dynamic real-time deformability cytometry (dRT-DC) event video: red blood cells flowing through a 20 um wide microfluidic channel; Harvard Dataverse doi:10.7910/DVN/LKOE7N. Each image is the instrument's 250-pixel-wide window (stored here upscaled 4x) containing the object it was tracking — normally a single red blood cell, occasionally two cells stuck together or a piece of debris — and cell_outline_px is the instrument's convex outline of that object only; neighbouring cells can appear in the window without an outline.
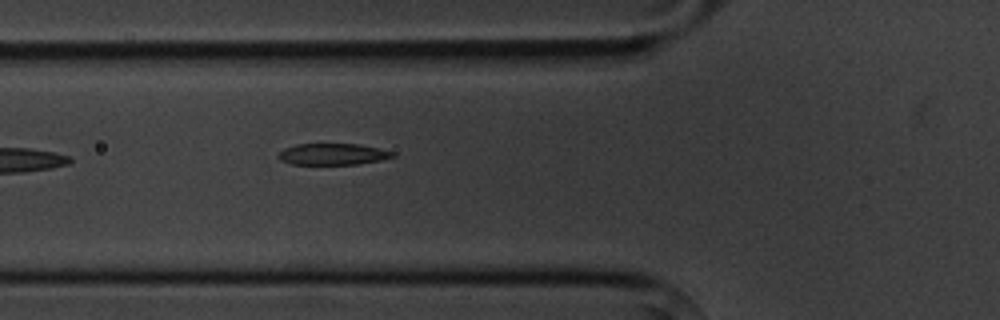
{"species": "common noctule bat (a hibernating species)", "species_latin": "Nyctalus noctula", "temperature_condition": "cold", "stored_images_in_passage": 6, "camera_frame_rate_fps": 3000, "um_per_image_px": 0.085, "animal": {"sex": "male", "body_mass_g": 20.1, "forearm_length_mm": 53.5}, "frame": {"image": 1, "passage_image": 6, "time_ms": 6.0, "image_size_px": [1000, 320], "cell_outline_px": [[396, 156], [380, 160], [356, 164], [292, 164], [280, 160], [276, 156], [284, 148], [296, 144], [360, 144], [380, 148], [392, 152]], "centroid_in_image_um": [28.26, 13.1], "position_along_channel_um": 97.5, "area_um2": 14.22}}